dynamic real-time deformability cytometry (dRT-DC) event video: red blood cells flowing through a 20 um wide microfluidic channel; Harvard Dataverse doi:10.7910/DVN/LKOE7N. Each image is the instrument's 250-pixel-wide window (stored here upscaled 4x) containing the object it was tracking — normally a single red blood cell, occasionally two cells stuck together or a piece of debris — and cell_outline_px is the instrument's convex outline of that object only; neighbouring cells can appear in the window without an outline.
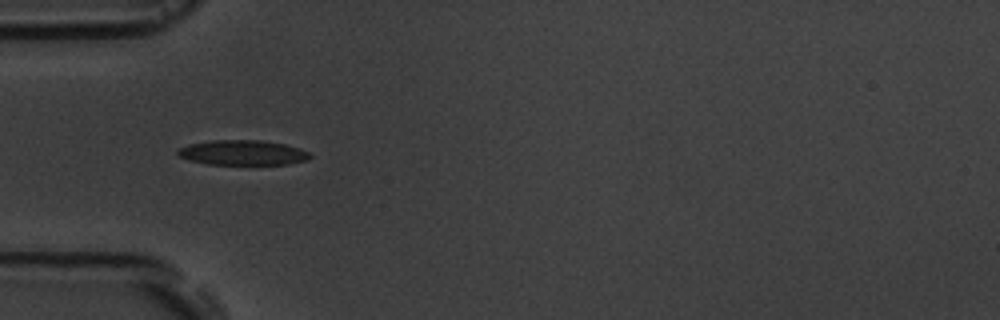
{"species": "common noctule bat (a hibernating species)", "species_latin": "Nyctalus noctula", "temperature_condition": "room temperature", "stored_images_in_passage": 4, "camera_frame_rate_fps": 3000, "um_per_image_px": 0.085, "animal": {"sex": "male", "body_mass_g": 19.5, "forearm_length_mm": 54.6}, "frame": {"image": 1, "passage_image": 4, "time_ms": 4.333, "image_size_px": [1000, 320], "cell_outline_px": [[312, 156], [308, 160], [288, 164], [208, 164], [188, 160], [180, 156], [176, 152], [180, 148], [188, 144], [212, 140], [260, 140], [284, 144], [300, 148], [308, 152]], "centroid_in_image_um": [20.64, 12.97], "position_along_channel_um": 64.4, "area_um2": 19.19}}